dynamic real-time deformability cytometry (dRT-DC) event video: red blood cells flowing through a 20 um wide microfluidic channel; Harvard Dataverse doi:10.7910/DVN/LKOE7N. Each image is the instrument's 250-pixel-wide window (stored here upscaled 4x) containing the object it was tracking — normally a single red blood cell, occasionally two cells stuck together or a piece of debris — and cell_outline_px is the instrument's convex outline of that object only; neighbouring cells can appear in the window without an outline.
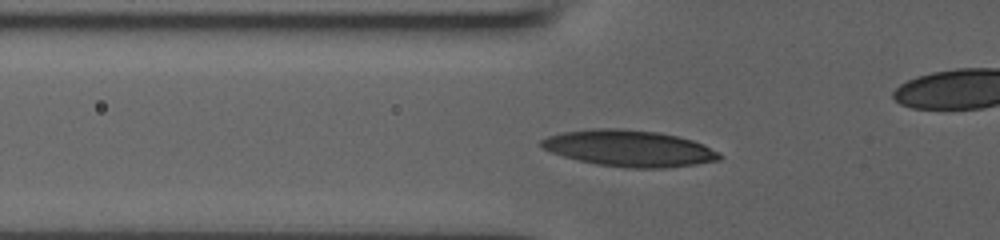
{"species": "human", "species_latin": "Homo sapiens", "temperature_condition": "room temperature", "stored_images_in_passage": 27, "camera_frame_rate_fps": 3000, "um_per_image_px": 0.085, "donor": {"sex": "male"}, "frame": {"image": 1, "passage_image": 9, "time_ms": 2.667, "image_size_px": [1000, 240], "cell_outline_px": [[724, 156], [720, 160], [696, 164], [664, 168], [628, 168], [596, 164], [564, 156], [552, 152], [544, 148], [540, 144], [540, 140], [548, 136], [560, 132], [592, 128], [620, 128], [660, 132], [692, 140], [704, 144], [720, 152]], "centroid_in_image_um": [53.51, 12.6], "position_along_channel_um": 72.3, "area_um2": 37.92}}
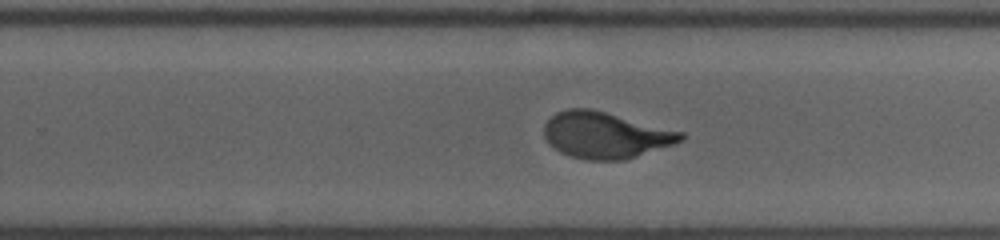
{"frame": {"image": 2, "passage_image": 20, "time_ms": 6.333, "image_size_px": [1000, 240], "cell_outline_px": [[684, 140], [624, 160], [584, 160], [560, 152], [544, 136], [544, 124], [556, 112], [568, 108], [588, 108], [684, 132]], "centroid_in_image_um": [51.45, 11.48], "position_along_channel_um": 278.4, "area_um2": 36.36}}
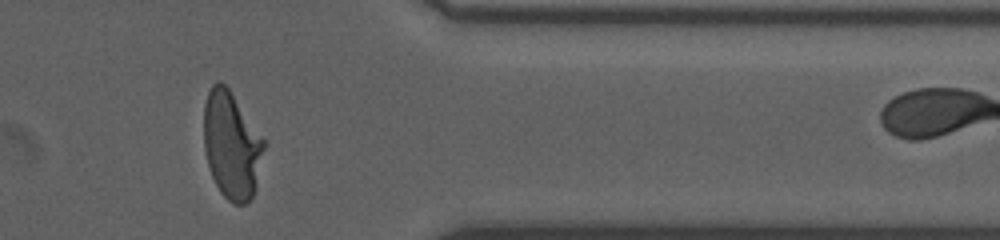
{"frame": {"image": 3, "passage_image": 26, "time_ms": 8.333, "image_size_px": [1000, 240], "cell_outline_px": [[268, 144], [256, 184], [252, 196], [248, 204], [232, 204], [220, 192], [212, 176], [208, 164], [204, 148], [204, 104], [208, 92], [212, 84], [216, 80], [220, 80], [228, 88]], "centroid_in_image_um": [19.7, 12.35], "position_along_channel_um": 391.7, "area_um2": 37.86}}